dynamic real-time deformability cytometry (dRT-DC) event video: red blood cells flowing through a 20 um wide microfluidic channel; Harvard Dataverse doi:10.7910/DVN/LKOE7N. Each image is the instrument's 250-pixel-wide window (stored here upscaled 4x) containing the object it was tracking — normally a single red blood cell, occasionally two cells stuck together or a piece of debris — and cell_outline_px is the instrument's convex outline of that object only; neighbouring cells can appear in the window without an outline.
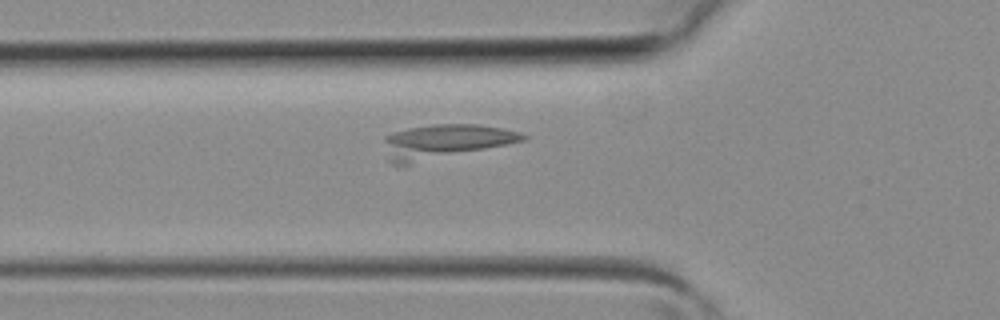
{"species": "common noctule bat (a hibernating species)", "species_latin": "Nyctalus noctula", "temperature_condition": "room temperature", "stored_images_in_passage": 36, "camera_frame_rate_fps": 3000, "um_per_image_px": 0.085, "animal": {"sex": "female", "body_mass_g": 19.3, "forearm_length_mm": 54.1}, "frame": {"image": 1, "passage_image": 12, "time_ms": 3.667, "image_size_px": [1000, 320], "cell_outline_px": [[528, 136], [524, 140], [408, 164], [392, 164], [388, 160], [384, 140], [384, 136], [392, 132], [408, 128], [432, 124], [480, 124], [520, 132]], "centroid_in_image_um": [37.75, 12.0], "position_along_channel_um": 88.0, "area_um2": 26.99}}
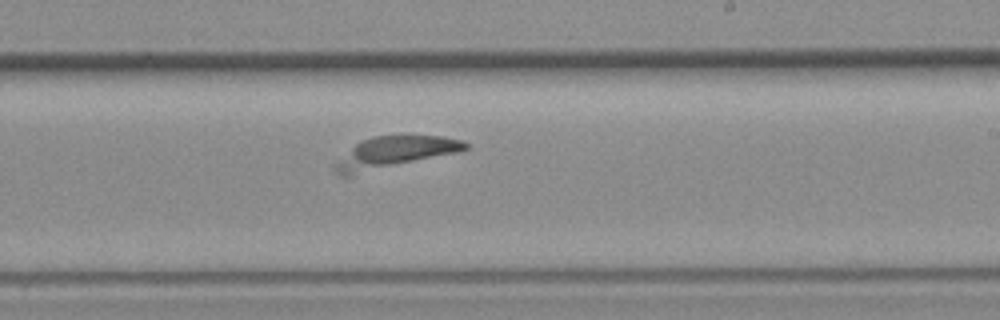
{"frame": {"image": 2, "passage_image": 22, "time_ms": 7.0, "image_size_px": [1000, 320], "cell_outline_px": [[468, 148], [456, 152], [352, 176], [340, 176], [332, 168], [332, 164], [360, 140], [372, 136], [400, 132], [404, 132], [444, 136], [460, 140], [468, 144]], "centroid_in_image_um": [33.48, 12.91], "position_along_channel_um": 255.5, "area_um2": 24.91}}
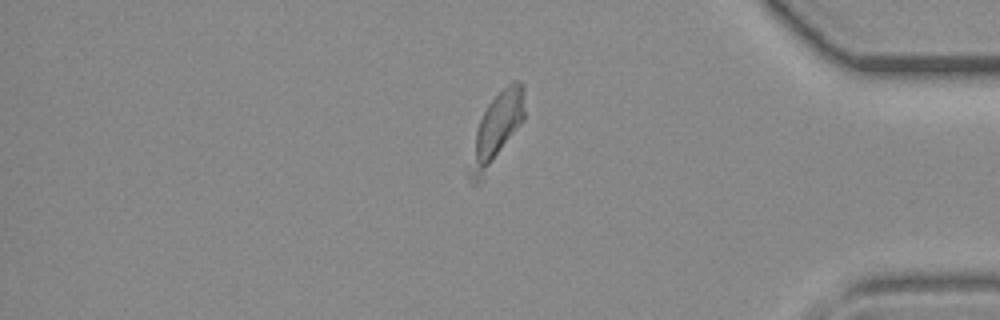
{"frame": {"image": 3, "passage_image": 32, "time_ms": 10.333, "image_size_px": [1000, 320], "cell_outline_px": [[524, 120], [480, 184], [476, 188], [472, 184], [464, 172], [476, 132], [480, 120], [488, 104], [512, 80], [520, 80], [524, 84]], "centroid_in_image_um": [42.13, 11.11], "position_along_channel_um": 393.1, "area_um2": 23.12}}